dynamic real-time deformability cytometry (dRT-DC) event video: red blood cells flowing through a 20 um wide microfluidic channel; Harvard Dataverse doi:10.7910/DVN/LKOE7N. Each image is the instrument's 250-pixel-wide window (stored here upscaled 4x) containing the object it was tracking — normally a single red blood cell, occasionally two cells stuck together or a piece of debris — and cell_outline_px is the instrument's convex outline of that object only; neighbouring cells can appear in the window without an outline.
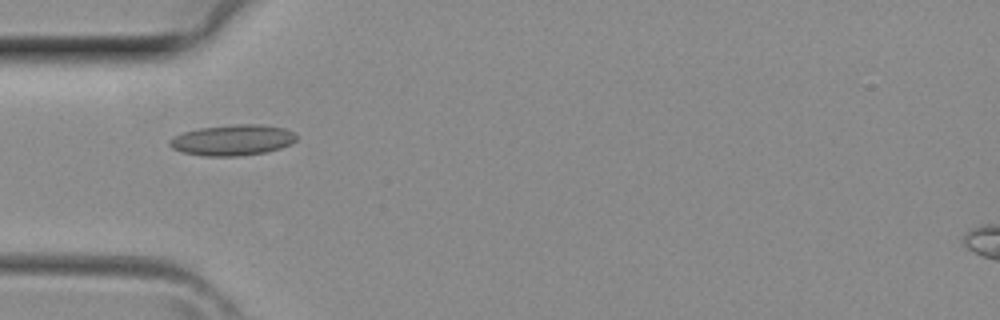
{"species": "common noctule bat (a hibernating species)", "species_latin": "Nyctalus noctula", "temperature_condition": "room temperature", "stored_images_in_passage": 36, "camera_frame_rate_fps": 3000, "um_per_image_px": 0.085, "animal": {"sex": "female", "body_mass_g": 29.2, "forearm_length_mm": 56.3}, "frame": {"image": 1, "passage_image": 9, "time_ms": 2.667, "image_size_px": [1000, 320], "cell_outline_px": [[296, 140], [292, 144], [280, 148], [264, 152], [240, 156], [204, 156], [184, 152], [172, 148], [168, 144], [168, 140], [184, 132], [200, 128], [236, 124], [260, 124], [284, 128], [292, 132], [296, 136]], "centroid_in_image_um": [19.77, 11.91], "position_along_channel_um": 65.2, "area_um2": 22.6}}
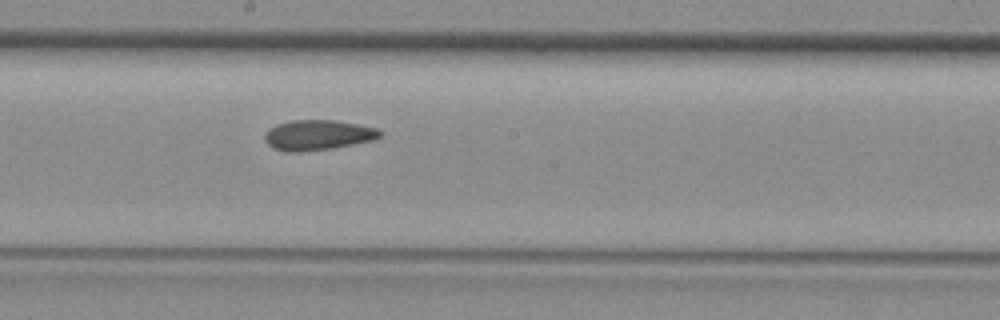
{"frame": {"image": 2, "passage_image": 18, "time_ms": 5.667, "image_size_px": [1000, 320], "cell_outline_px": [[380, 136], [372, 140], [332, 148], [300, 152], [288, 152], [272, 148], [264, 140], [264, 136], [276, 124], [292, 120], [336, 120], [376, 128], [380, 132]], "centroid_in_image_um": [26.98, 11.48], "position_along_channel_um": 221.2, "area_um2": 20.0}}
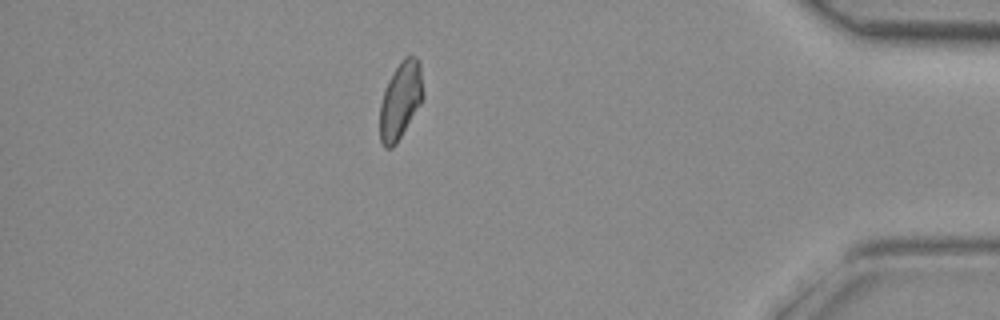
{"frame": {"image": 3, "passage_image": 31, "time_ms": 10.0, "image_size_px": [1000, 320], "cell_outline_px": [[424, 96], [420, 104], [396, 144], [392, 148], [384, 148], [380, 140], [380, 104], [388, 80], [392, 72], [400, 60], [404, 56], [416, 56], [420, 60]], "centroid_in_image_um": [34.05, 8.49], "position_along_channel_um": 401.2, "area_um2": 19.54}}